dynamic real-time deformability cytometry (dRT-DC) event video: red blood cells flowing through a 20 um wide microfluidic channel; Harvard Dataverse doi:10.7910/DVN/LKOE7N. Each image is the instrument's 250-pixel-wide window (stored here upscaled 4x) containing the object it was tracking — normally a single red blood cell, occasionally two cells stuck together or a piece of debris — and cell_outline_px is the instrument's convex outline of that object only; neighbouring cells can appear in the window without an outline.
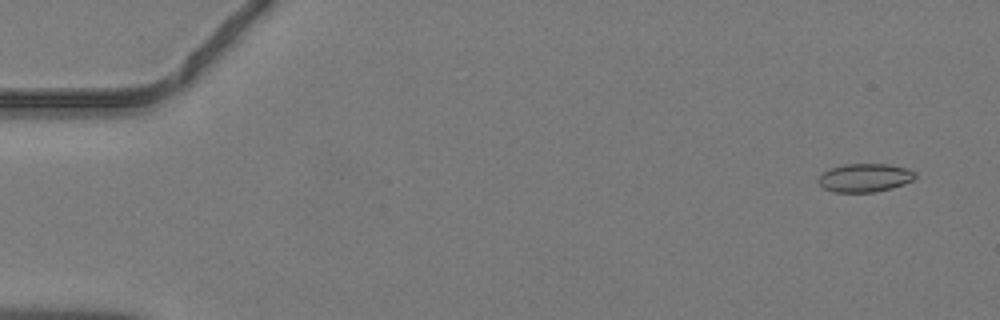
{"species": "common noctule bat (a hibernating species)", "species_latin": "Nyctalus noctula", "temperature_condition": "warm", "stored_images_in_passage": 47, "camera_frame_rate_fps": 3000, "um_per_image_px": 0.085, "animal": {"sex": "male", "body_mass_g": 19.2, "forearm_length_mm": 51.8}, "frame": {"image": 1, "passage_image": 3, "time_ms": 0.667, "image_size_px": [1000, 320], "cell_outline_px": [[916, 176], [912, 180], [904, 184], [892, 188], [876, 192], [832, 192], [824, 188], [816, 180], [828, 168], [844, 164], [888, 164], [908, 168], [916, 172]], "centroid_in_image_um": [73.51, 15.1], "position_along_channel_um": 11.5, "area_um2": 16.18}}
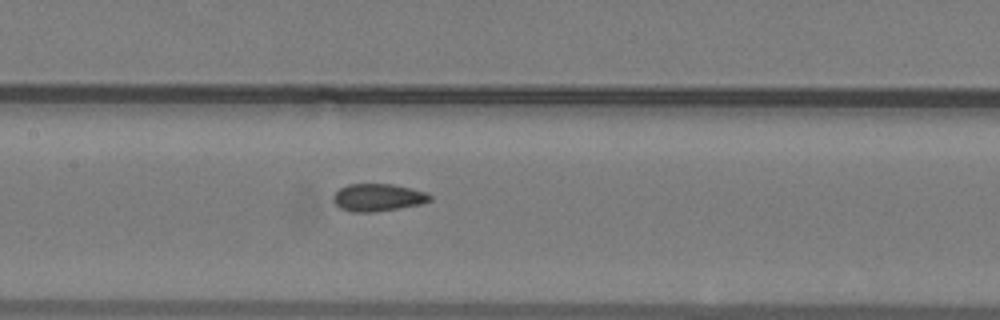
{"frame": {"image": 2, "passage_image": 23, "time_ms": 7.333, "image_size_px": [1000, 320], "cell_outline_px": [[432, 200], [420, 204], [376, 212], [352, 212], [340, 208], [332, 200], [332, 196], [340, 188], [348, 184], [392, 184], [428, 192], [432, 196]], "centroid_in_image_um": [32.12, 16.78], "position_along_channel_um": 175.3, "area_um2": 15.55}}
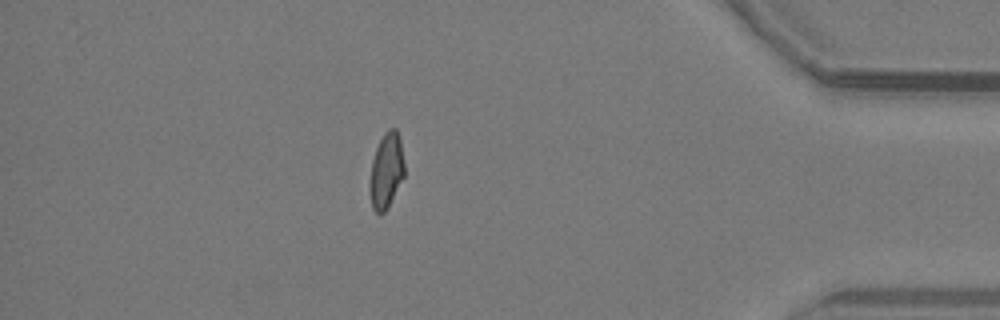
{"frame": {"image": 3, "passage_image": 41, "time_ms": 13.333, "image_size_px": [1000, 320], "cell_outline_px": [[404, 176], [388, 208], [384, 212], [376, 212], [372, 208], [368, 184], [372, 160], [376, 148], [384, 132], [388, 128], [396, 128], [400, 136], [404, 164]], "centroid_in_image_um": [32.83, 14.49], "position_along_channel_um": 402.4, "area_um2": 15.43}}